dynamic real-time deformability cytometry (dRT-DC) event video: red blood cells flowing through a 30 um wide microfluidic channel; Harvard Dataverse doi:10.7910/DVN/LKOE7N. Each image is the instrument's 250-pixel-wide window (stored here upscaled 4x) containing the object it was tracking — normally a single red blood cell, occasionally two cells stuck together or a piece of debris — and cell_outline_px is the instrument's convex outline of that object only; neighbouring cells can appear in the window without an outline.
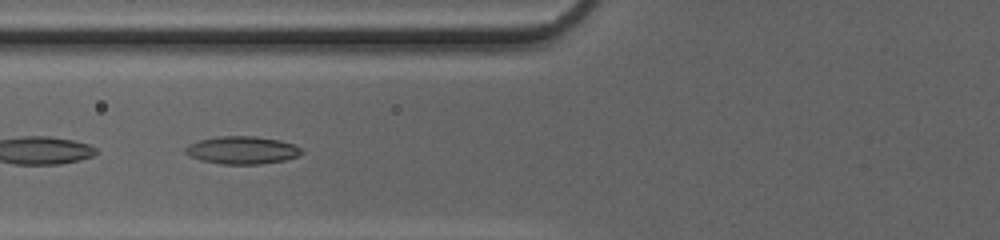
{"species": "common noctule bat (a hibernating species)", "species_latin": "Nyctalus noctula", "temperature_condition": "cold", "stored_images_in_passage": 30, "camera_frame_rate_fps": 3000, "um_per_image_px": 0.085, "animal": {"sex": "female", "body_mass_g": 20.0, "forearm_length_mm": 54.0}, "frame": {"image": 1, "passage_image": 22, "time_ms": 7.0, "image_size_px": [1000, 240], "cell_outline_px": [[304, 152], [300, 156], [284, 160], [260, 164], [224, 164], [200, 160], [184, 152], [184, 148], [188, 144], [200, 140], [220, 136], [256, 136], [280, 140], [292, 144], [300, 148]], "centroid_in_image_um": [20.6, 12.76], "position_along_channel_um": 105.2, "area_um2": 18.73}}